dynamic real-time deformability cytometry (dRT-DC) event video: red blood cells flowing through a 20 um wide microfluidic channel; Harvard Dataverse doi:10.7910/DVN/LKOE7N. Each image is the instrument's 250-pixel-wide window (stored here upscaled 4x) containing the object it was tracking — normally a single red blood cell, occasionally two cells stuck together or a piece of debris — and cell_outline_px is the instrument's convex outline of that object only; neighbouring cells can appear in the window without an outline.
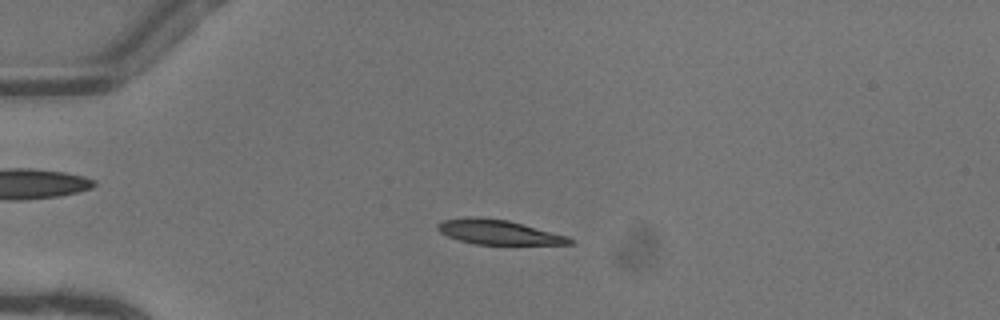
{"species": "common noctule bat (a hibernating species)", "species_latin": "Nyctalus noctula", "temperature_condition": "warm", "stored_images_in_passage": 52, "camera_frame_rate_fps": 3000, "um_per_image_px": 0.085, "animal": {"sex": "female"}, "frame": {"image": 1, "passage_image": 14, "time_ms": 4.333, "image_size_px": [1000, 320], "cell_outline_px": [[572, 244], [476, 244], [460, 240], [448, 236], [440, 232], [436, 228], [436, 224], [444, 220], [468, 216], [476, 216], [508, 220], [568, 236], [572, 240]], "centroid_in_image_um": [42.33, 19.71], "position_along_channel_um": 42.7, "area_um2": 18.79}}
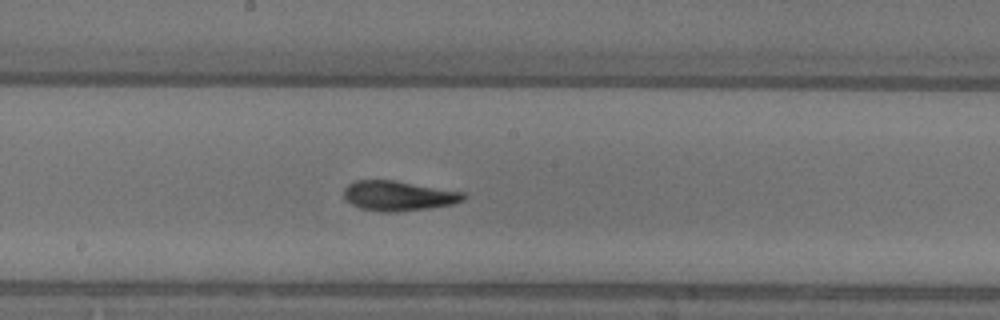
{"frame": {"image": 2, "passage_image": 29, "time_ms": 9.333, "image_size_px": [1000, 320], "cell_outline_px": [[468, 196], [464, 200], [452, 204], [428, 208], [400, 212], [380, 212], [360, 208], [344, 200], [344, 188], [348, 184], [356, 180], [396, 180], [464, 192]], "centroid_in_image_um": [33.86, 16.64], "position_along_channel_um": 214.3, "area_um2": 21.1}}
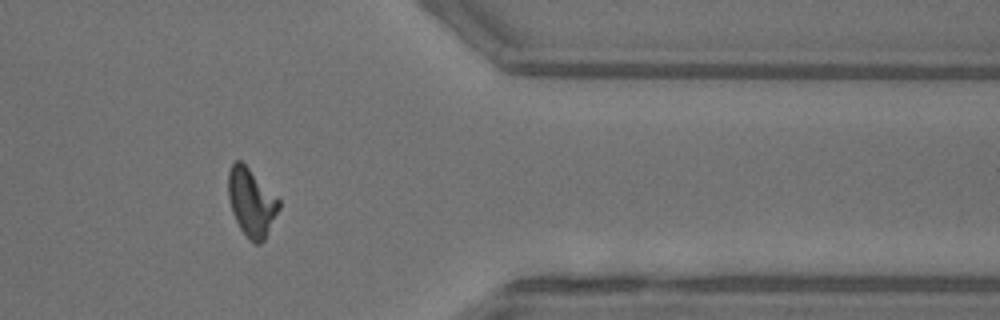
{"frame": {"image": 3, "passage_image": 43, "time_ms": 14.0, "image_size_px": [1000, 320], "cell_outline_px": [[280, 208], [264, 240], [260, 244], [256, 244], [248, 240], [240, 228], [232, 212], [228, 196], [228, 172], [232, 164], [236, 160], [240, 160], [280, 200]], "centroid_in_image_um": [21.36, 17.23], "position_along_channel_um": 390.0, "area_um2": 19.88}, "authors_computed_cell_mechanics": {"area_um2": 19.6231, "velocity_mm_per_s": 4.107, "shape_relaxation_time_tau1_ms": 5.171, "shape_relaxation_time_tau2_ms": 2.6359, "deformation_change_tau1": 0.2074, "deformation_change_tau2": 0.1054}}